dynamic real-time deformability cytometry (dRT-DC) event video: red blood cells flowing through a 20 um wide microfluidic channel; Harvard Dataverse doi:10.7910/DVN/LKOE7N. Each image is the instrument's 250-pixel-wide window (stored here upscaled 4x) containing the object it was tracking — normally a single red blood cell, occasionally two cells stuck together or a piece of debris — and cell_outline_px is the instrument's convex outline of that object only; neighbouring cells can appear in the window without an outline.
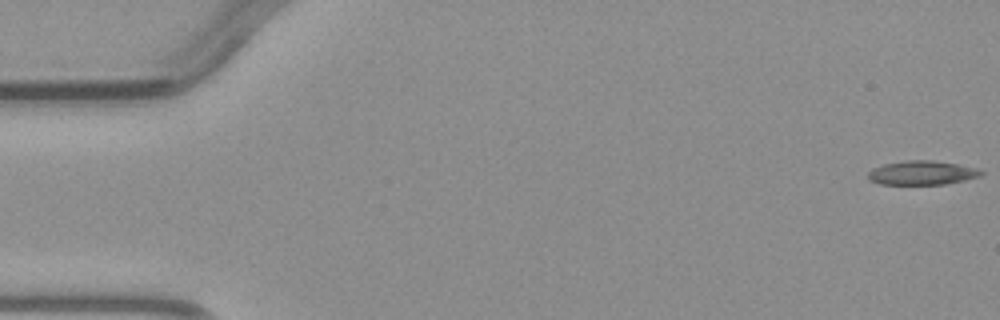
{"species": "common noctule bat (a hibernating species)", "species_latin": "Nyctalus noctula", "temperature_condition": "warm", "stored_images_in_passage": 4, "camera_frame_rate_fps": 3000, "um_per_image_px": 0.085, "animal": {"sex": "male", "body_mass_g": 23.1, "forearm_length_mm": 52.7}, "frame": {"image": 1, "passage_image": 1, "time_ms": 0.0, "image_size_px": [1000, 320], "cell_outline_px": [[984, 172], [980, 176], [964, 180], [944, 184], [880, 184], [868, 180], [868, 172], [872, 168], [884, 164], [908, 160], [932, 160], [960, 164], [976, 168]], "centroid_in_image_um": [78.35, 14.68], "position_along_channel_um": 6.6, "area_um2": 15.84}}